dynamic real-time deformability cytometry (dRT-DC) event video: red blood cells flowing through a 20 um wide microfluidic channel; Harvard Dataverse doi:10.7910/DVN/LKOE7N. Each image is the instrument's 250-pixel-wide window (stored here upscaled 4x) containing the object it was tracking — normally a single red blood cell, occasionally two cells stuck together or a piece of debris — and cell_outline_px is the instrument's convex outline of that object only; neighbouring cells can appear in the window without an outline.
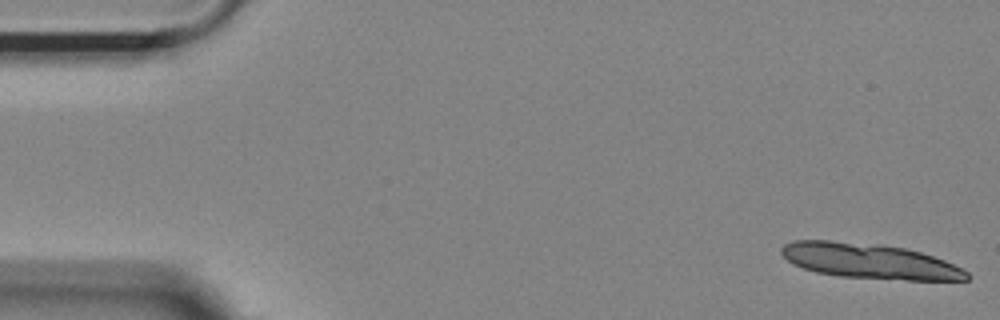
{"species": "Egyptian fruit bat (a non-hibernating species)", "species_latin": "Rousettus aegyptiacus", "temperature_condition": "room temperature", "stored_images_in_passage": 13, "camera_frame_rate_fps": 3000, "um_per_image_px": 0.085, "animal": {"sex": "female"}, "frame": {"image": 1, "passage_image": 1, "time_ms": 0.0, "image_size_px": [1000, 320], "cell_outline_px": [[968, 280], [908, 280], [840, 276], [816, 272], [792, 264], [780, 252], [780, 248], [784, 244], [792, 240], [832, 240], [880, 244], [904, 248], [920, 252], [944, 260], [968, 272]], "centroid_in_image_um": [73.86, 22.18], "position_along_channel_um": 11.1, "area_um2": 37.86}}